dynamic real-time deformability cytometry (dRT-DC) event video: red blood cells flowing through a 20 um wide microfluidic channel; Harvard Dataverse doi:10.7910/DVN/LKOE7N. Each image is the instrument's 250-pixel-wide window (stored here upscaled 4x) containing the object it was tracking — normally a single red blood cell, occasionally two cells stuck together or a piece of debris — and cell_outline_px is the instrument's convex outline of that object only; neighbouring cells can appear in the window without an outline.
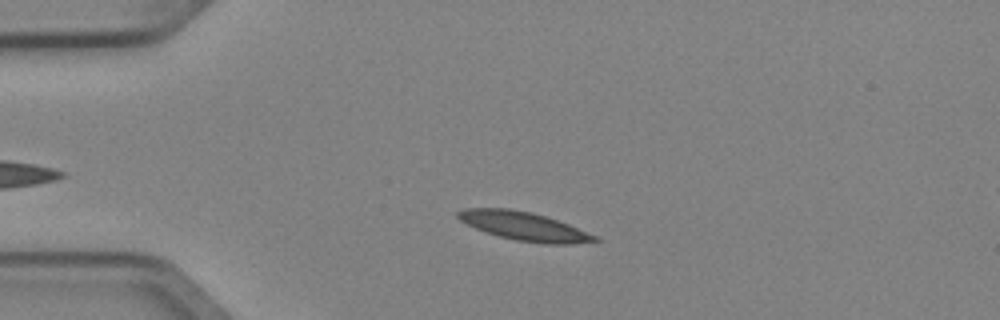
{"species": "Egyptian fruit bat (a non-hibernating species)", "species_latin": "Rousettus aegyptiacus", "temperature_condition": "cold", "stored_images_in_passage": 4, "camera_frame_rate_fps": 3000, "um_per_image_px": 0.085, "animal": {"sex": "female"}, "frame": {"image": 1, "passage_image": 3, "time_ms": 0.667, "image_size_px": [1000, 320], "cell_outline_px": [[600, 240], [572, 244], [544, 244], [516, 240], [500, 236], [476, 228], [460, 220], [456, 216], [456, 212], [464, 208], [508, 208], [532, 212], [568, 224], [596, 236]], "centroid_in_image_um": [44.52, 19.22], "position_along_channel_um": 40.5, "area_um2": 22.43}}